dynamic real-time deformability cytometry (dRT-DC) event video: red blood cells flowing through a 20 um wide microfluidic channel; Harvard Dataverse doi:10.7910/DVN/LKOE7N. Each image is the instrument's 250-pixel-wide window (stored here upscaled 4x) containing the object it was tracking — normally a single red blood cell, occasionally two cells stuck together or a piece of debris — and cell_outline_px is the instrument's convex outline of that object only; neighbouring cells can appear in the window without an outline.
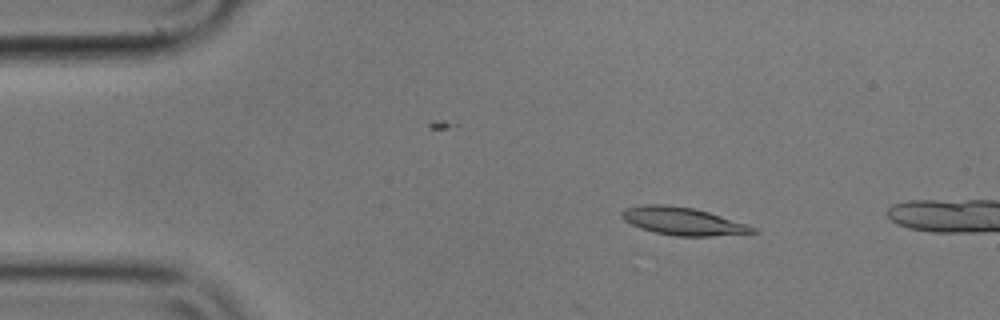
{"species": "common noctule bat (a hibernating species)", "species_latin": "Nyctalus noctula", "temperature_condition": "cold", "stored_images_in_passage": 3, "camera_frame_rate_fps": 3000, "um_per_image_px": 0.085, "animal": {"sex": "male", "body_mass_g": 17.9}, "frame": {"image": 1, "passage_image": 1, "time_ms": 0.0, "image_size_px": [1000, 320], "cell_outline_px": [[760, 232], [712, 236], [676, 236], [656, 232], [640, 228], [624, 220], [620, 216], [620, 212], [624, 208], [644, 204], [664, 204], [696, 208], [748, 224], [756, 228]], "centroid_in_image_um": [58.04, 18.79], "position_along_channel_um": 27.0, "area_um2": 21.33}}